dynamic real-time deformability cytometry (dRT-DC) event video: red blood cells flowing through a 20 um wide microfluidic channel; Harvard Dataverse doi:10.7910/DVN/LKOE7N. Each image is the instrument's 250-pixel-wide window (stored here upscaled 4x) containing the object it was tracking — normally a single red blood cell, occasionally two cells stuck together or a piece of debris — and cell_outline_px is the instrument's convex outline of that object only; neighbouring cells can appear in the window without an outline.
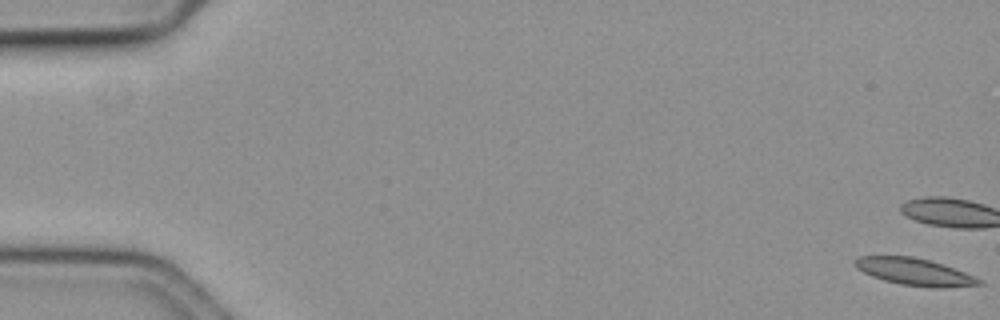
{"species": "common noctule bat (a hibernating species)", "species_latin": "Nyctalus noctula", "temperature_condition": "cold", "stored_images_in_passage": 60, "camera_frame_rate_fps": 3000, "um_per_image_px": 0.085, "animal": {"sex": "female", "body_mass_g": 19.3, "forearm_length_mm": 54.1}, "frame": {"image": 1, "passage_image": 1, "time_ms": 0.0, "image_size_px": [1000, 320], "cell_outline_px": [[984, 284], [944, 288], [932, 288], [900, 284], [884, 280], [872, 276], [856, 268], [852, 264], [852, 260], [856, 256], [912, 256], [944, 264], [976, 276], [984, 280]], "centroid_in_image_um": [77.76, 23.1], "position_along_channel_um": 7.2, "area_um2": 19.94}}
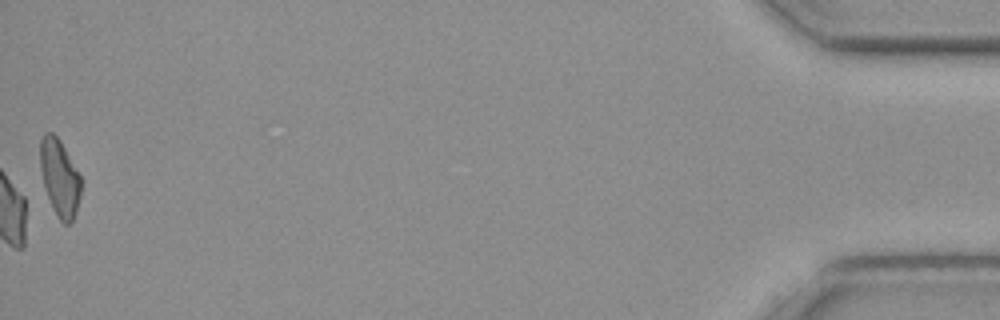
{"frame": {"image": 2, "passage_image": 60, "time_ms": 19.667, "image_size_px": [1000, 320], "cell_outline_px": [[80, 196], [76, 212], [72, 220], [68, 224], [64, 224], [60, 220], [44, 188], [40, 168], [40, 136], [44, 132], [52, 132], [60, 140], [80, 176]], "centroid_in_image_um": [5.05, 15.06], "position_along_channel_um": 430.2, "area_um2": 17.98}}